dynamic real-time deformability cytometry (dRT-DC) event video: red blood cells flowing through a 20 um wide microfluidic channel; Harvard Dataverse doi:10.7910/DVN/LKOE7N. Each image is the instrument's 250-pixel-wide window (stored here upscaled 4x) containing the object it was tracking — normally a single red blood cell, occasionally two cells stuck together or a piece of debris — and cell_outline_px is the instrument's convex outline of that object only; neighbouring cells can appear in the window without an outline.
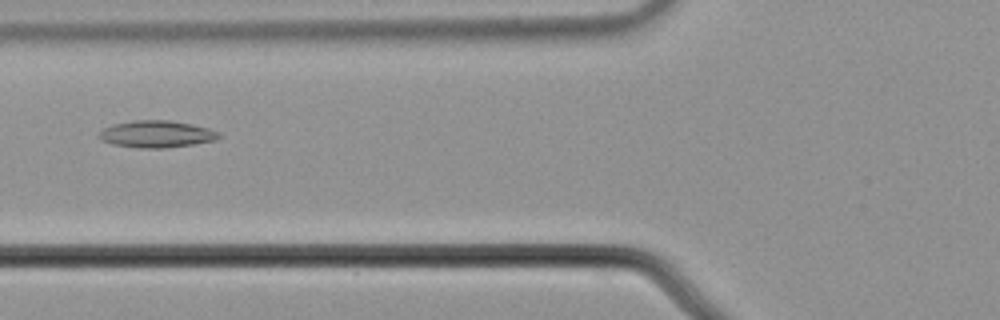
{"species": "common noctule bat (a hibernating species)", "species_latin": "Nyctalus noctula", "temperature_condition": "cold", "stored_images_in_passage": 50, "camera_frame_rate_fps": 3000, "um_per_image_px": 0.085, "animal": {"sex": "male", "body_mass_g": 21.5, "forearm_length_mm": 52.0}, "frame": {"image": 1, "passage_image": 16, "time_ms": 5.0, "image_size_px": [1000, 320], "cell_outline_px": [[220, 136], [216, 140], [192, 144], [164, 148], [136, 148], [112, 144], [100, 140], [96, 136], [104, 128], [112, 124], [132, 120], [168, 120], [192, 124], [208, 128], [220, 132]], "centroid_in_image_um": [13.26, 11.39], "position_along_channel_um": 112.5, "area_um2": 18.96}}
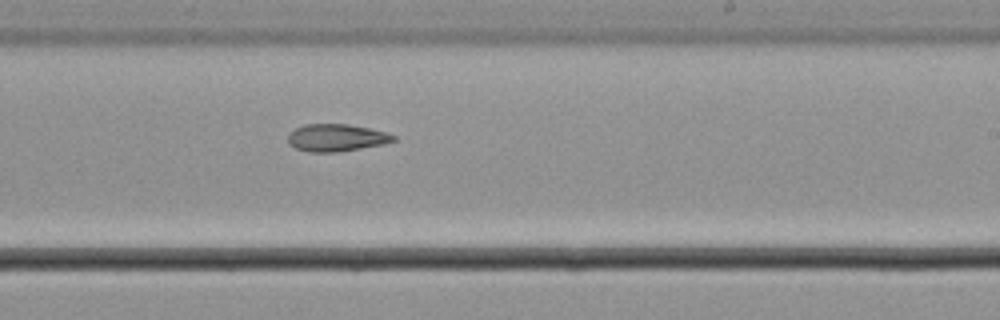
{"frame": {"image": 2, "passage_image": 28, "time_ms": 9.0, "image_size_px": [1000, 320], "cell_outline_px": [[396, 140], [384, 144], [336, 152], [308, 152], [296, 148], [288, 144], [288, 136], [296, 128], [304, 124], [348, 124], [388, 132], [396, 136]], "centroid_in_image_um": [28.61, 11.7], "position_along_channel_um": 260.4, "area_um2": 16.76}}
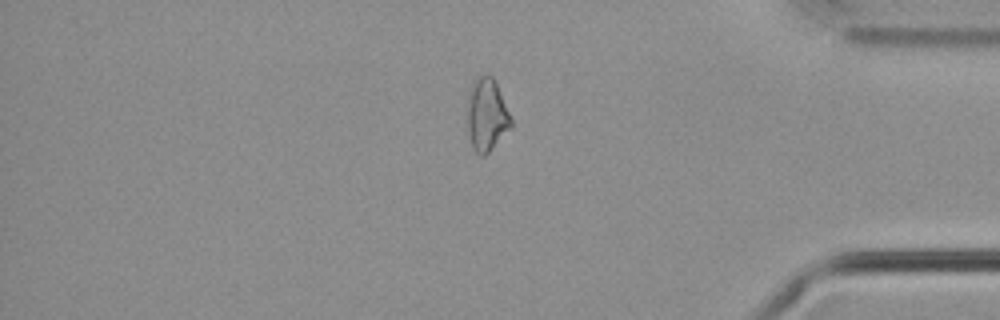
{"frame": {"image": 3, "passage_image": 41, "time_ms": 13.333, "image_size_px": [1000, 320], "cell_outline_px": [[512, 128], [484, 156], [480, 156], [472, 148], [468, 128], [468, 104], [472, 84], [476, 76], [492, 76], [496, 80], [512, 120]], "centroid_in_image_um": [41.4, 9.77], "position_along_channel_um": 393.8, "area_um2": 18.38}}